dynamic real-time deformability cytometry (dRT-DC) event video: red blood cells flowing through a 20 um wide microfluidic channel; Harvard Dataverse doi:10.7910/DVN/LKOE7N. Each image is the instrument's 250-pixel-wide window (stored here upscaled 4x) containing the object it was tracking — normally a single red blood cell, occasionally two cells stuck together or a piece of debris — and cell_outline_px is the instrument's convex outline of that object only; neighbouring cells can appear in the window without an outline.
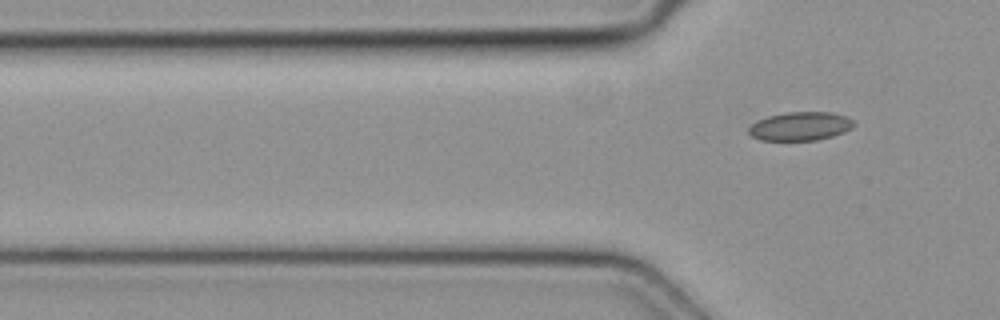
{"species": "common noctule bat (a hibernating species)", "species_latin": "Nyctalus noctula", "temperature_condition": "cold", "stored_images_in_passage": 6, "camera_frame_rate_fps": 3000, "um_per_image_px": 0.085, "animal": {"sex": "female", "body_mass_g": 19.3, "forearm_length_mm": 54.1}, "frame": {"image": 1, "passage_image": 6, "time_ms": 1.667, "image_size_px": [1000, 320], "cell_outline_px": [[856, 124], [852, 128], [844, 132], [832, 136], [816, 140], [760, 140], [752, 136], [748, 132], [748, 128], [756, 120], [768, 116], [784, 112], [832, 112], [848, 116], [856, 120]], "centroid_in_image_um": [68.06, 10.71], "position_along_channel_um": 57.7, "area_um2": 17.8}}